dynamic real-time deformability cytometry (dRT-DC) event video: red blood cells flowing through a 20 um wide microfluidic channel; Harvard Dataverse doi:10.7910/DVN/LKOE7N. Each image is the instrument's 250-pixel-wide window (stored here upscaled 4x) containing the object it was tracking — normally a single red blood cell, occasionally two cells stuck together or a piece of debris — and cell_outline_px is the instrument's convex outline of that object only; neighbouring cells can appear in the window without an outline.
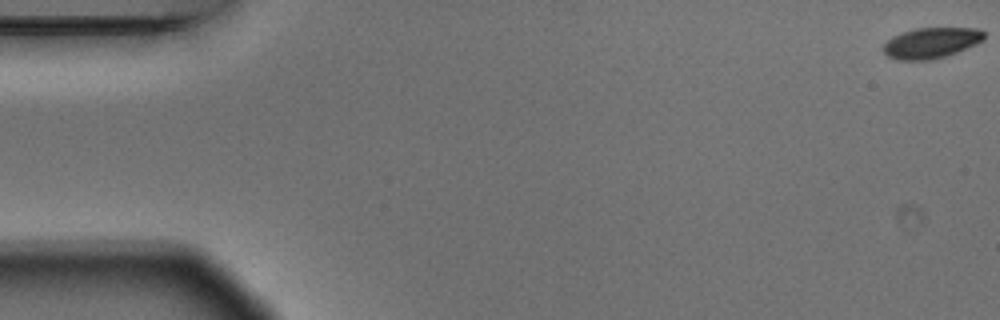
{"species": "Egyptian fruit bat (a non-hibernating species)", "species_latin": "Rousettus aegyptiacus", "temperature_condition": "warm", "stored_images_in_passage": 5, "camera_frame_rate_fps": 3000, "um_per_image_px": 0.085, "animal": {"sex": "male"}, "frame": {"image": 1, "passage_image": 1, "time_ms": 0.0, "image_size_px": [1000, 320], "cell_outline_px": [[984, 40], [976, 44], [956, 52], [932, 60], [900, 60], [888, 56], [884, 52], [884, 44], [892, 36], [916, 28], [980, 28], [984, 32]], "centroid_in_image_um": [79.17, 3.64], "position_along_channel_um": 5.8, "area_um2": 17.86}}
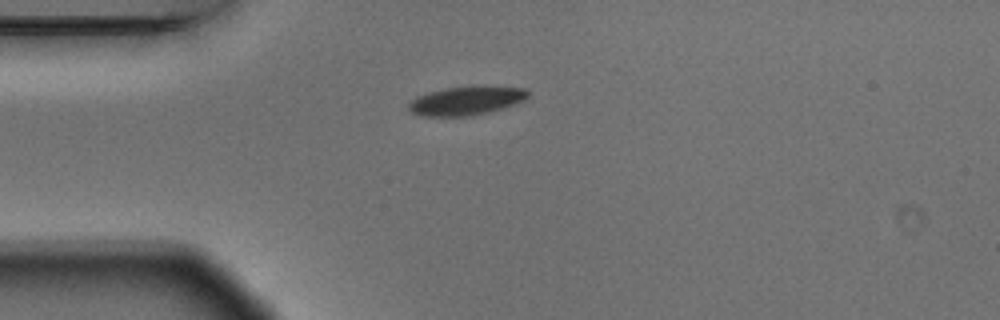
{"frame": {"image": 2, "passage_image": 4, "time_ms": 1.0, "image_size_px": [1000, 320], "cell_outline_px": [[528, 96], [524, 100], [516, 104], [488, 112], [472, 116], [420, 116], [412, 112], [408, 108], [408, 104], [416, 96], [428, 92], [448, 88], [476, 84], [524, 88], [528, 92]], "centroid_in_image_um": [39.64, 8.54], "position_along_channel_um": 45.4, "area_um2": 20.35}}
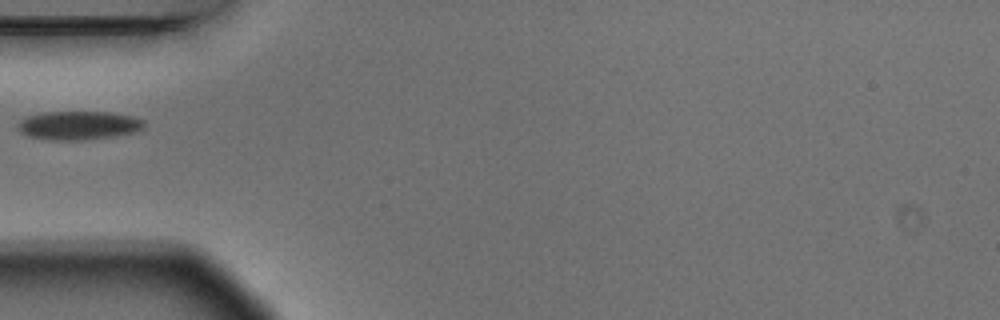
{"frame": {"image": 3, "passage_image": 5, "time_ms": 1.333, "image_size_px": [1000, 320], "cell_outline_px": [[144, 128], [132, 132], [84, 140], [52, 140], [28, 136], [20, 132], [16, 128], [16, 124], [20, 120], [28, 116], [44, 112], [108, 112], [132, 116], [144, 120]], "centroid_in_image_um": [6.62, 10.65], "position_along_channel_um": 78.4, "area_um2": 20.92}}